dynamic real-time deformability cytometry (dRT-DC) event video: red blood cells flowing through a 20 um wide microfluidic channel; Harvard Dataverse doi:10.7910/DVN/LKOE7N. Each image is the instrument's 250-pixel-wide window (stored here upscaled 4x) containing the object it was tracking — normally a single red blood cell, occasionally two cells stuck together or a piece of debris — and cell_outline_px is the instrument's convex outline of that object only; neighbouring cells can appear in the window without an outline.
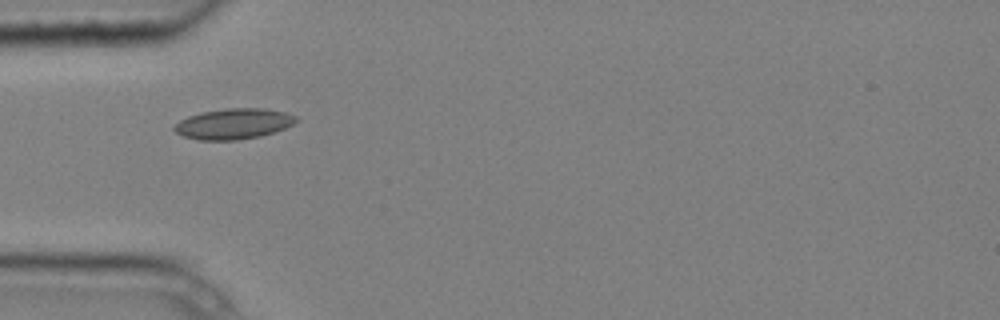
{"species": "common noctule bat (a hibernating species)", "species_latin": "Nyctalus noctula", "temperature_condition": "cold", "stored_images_in_passage": 7, "camera_frame_rate_fps": 3000, "um_per_image_px": 0.085, "animal": {"sex": "male", "body_mass_g": 20.4}, "frame": {"image": 1, "passage_image": 1, "time_ms": 0.0, "image_size_px": [1000, 320], "cell_outline_px": [[300, 120], [276, 132], [260, 136], [236, 140], [196, 140], [184, 136], [176, 132], [172, 128], [180, 120], [188, 116], [200, 112], [224, 108], [264, 108], [284, 112], [296, 116]], "centroid_in_image_um": [19.85, 10.52], "position_along_channel_um": 65.1, "area_um2": 21.85}}
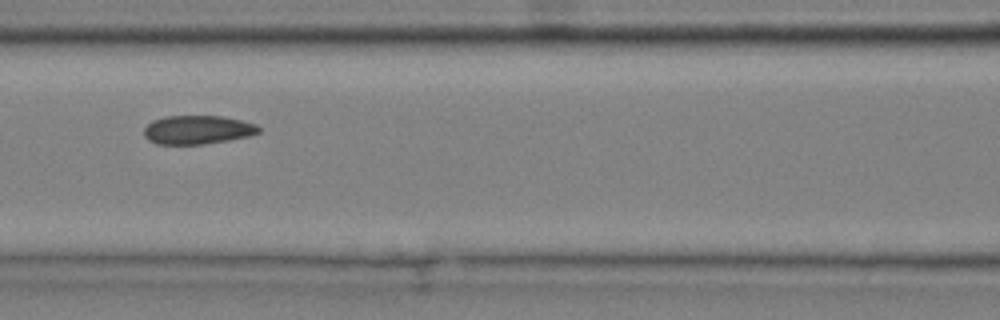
{"frame": {"image": 2, "passage_image": 3, "time_ms": 0.667, "image_size_px": [1000, 320], "cell_outline_px": [[260, 132], [252, 136], [204, 144], [156, 144], [148, 140], [144, 136], [144, 128], [152, 120], [164, 116], [220, 116], [240, 120], [256, 124], [260, 128]], "centroid_in_image_um": [16.79, 11.03], "position_along_channel_um": 149.8, "area_um2": 19.31}}
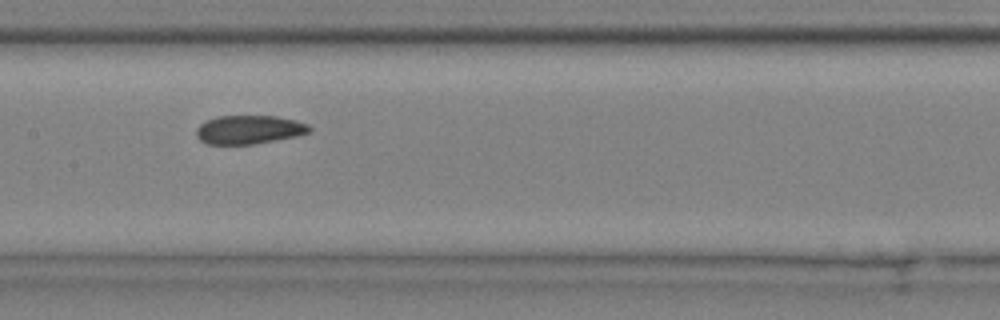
{"frame": {"image": 3, "passage_image": 4, "time_ms": 1.0, "image_size_px": [1000, 320], "cell_outline_px": [[312, 132], [296, 136], [256, 144], [204, 144], [196, 136], [196, 128], [200, 124], [216, 116], [276, 116], [296, 120], [308, 124], [312, 128]], "centroid_in_image_um": [21.18, 11.02], "position_along_channel_um": 186.2, "area_um2": 19.07}}